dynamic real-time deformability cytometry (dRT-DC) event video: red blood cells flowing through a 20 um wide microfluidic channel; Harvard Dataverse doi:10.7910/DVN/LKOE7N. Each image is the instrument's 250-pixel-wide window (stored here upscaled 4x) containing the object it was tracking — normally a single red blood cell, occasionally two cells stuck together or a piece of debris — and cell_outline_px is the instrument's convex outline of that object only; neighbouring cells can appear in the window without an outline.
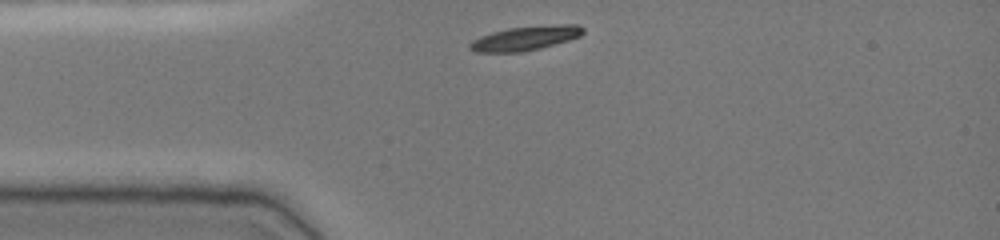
{"species": "common noctule bat (a hibernating species)", "species_latin": "Nyctalus noctula", "temperature_condition": "cold", "stored_images_in_passage": 31, "camera_frame_rate_fps": 3000, "um_per_image_px": 0.085, "animal": {"sex": "female", "body_mass_g": 19.0, "forearm_length_mm": 51.5}, "frame": {"image": 1, "passage_image": 1, "time_ms": 0.0, "image_size_px": [1000, 240], "cell_outline_px": [[584, 32], [580, 36], [568, 40], [540, 48], [520, 52], [476, 52], [468, 48], [468, 44], [472, 40], [480, 36], [492, 32], [508, 28], [560, 24], [576, 24], [584, 28]], "centroid_in_image_um": [44.63, 3.24], "position_along_channel_um": 40.4, "area_um2": 15.95}}
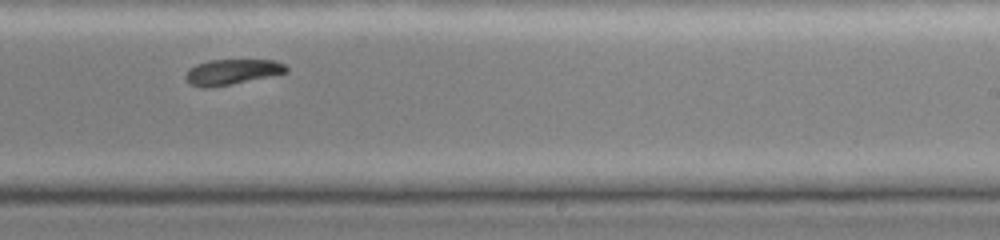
{"frame": {"image": 2, "passage_image": 20, "time_ms": 6.333, "image_size_px": [1000, 240], "cell_outline_px": [[288, 72], [232, 84], [212, 88], [204, 88], [188, 84], [184, 80], [184, 76], [196, 64], [208, 60], [276, 60], [284, 64], [288, 68]], "centroid_in_image_um": [19.69, 6.12], "position_along_channel_um": 269.3, "area_um2": 14.97}}
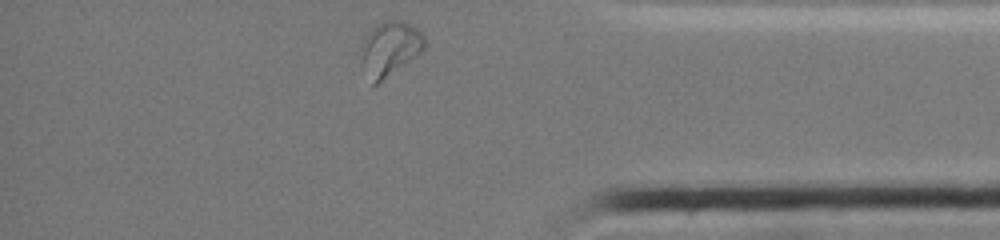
{"frame": {"image": 3, "passage_image": 31, "time_ms": 10.0, "image_size_px": [1000, 240], "cell_outline_px": [[428, 44], [416, 56], [376, 84], [372, 84], [364, 60], [364, 36], [376, 24], [384, 20], [400, 20], [416, 28], [428, 40]], "centroid_in_image_um": [33.23, 4.06], "position_along_channel_um": 402.0, "area_um2": 19.25}, "authors_computed_cell_mechanics": {"area_um2": 15.9528, "velocity_mm_per_s": 3.8848, "shape_relaxation_time_tau1_ms": 2.0975, "shape_relaxation_time_tau2_ms": 4.789, "deformation_change_tau1": 0.1143, "deformation_change_tau2": 0.0962}}